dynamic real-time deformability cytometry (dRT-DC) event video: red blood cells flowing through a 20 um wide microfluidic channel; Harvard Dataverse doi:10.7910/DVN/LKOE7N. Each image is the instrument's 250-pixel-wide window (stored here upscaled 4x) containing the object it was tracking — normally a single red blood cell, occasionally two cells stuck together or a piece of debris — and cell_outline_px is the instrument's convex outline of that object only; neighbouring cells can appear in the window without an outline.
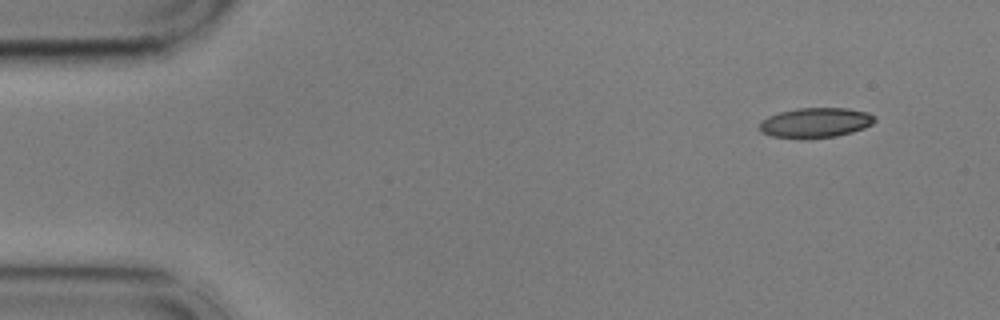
{"species": "common noctule bat (a hibernating species)", "species_latin": "Nyctalus noctula", "temperature_condition": "cold", "stored_images_in_passage": 11, "camera_frame_rate_fps": 3000, "um_per_image_px": 0.085, "animal": {"sex": "male", "body_mass_g": 17.9, "forearm_length_mm": 54.2}, "frame": {"image": 1, "passage_image": 1, "time_ms": 0.0, "image_size_px": [1000, 320], "cell_outline_px": [[876, 120], [872, 124], [864, 128], [852, 132], [836, 136], [808, 140], [800, 140], [772, 136], [760, 132], [760, 120], [768, 116], [780, 112], [796, 108], [848, 108], [868, 112], [876, 116]], "centroid_in_image_um": [69.31, 10.45], "position_along_channel_um": 15.7, "area_um2": 20.63}}